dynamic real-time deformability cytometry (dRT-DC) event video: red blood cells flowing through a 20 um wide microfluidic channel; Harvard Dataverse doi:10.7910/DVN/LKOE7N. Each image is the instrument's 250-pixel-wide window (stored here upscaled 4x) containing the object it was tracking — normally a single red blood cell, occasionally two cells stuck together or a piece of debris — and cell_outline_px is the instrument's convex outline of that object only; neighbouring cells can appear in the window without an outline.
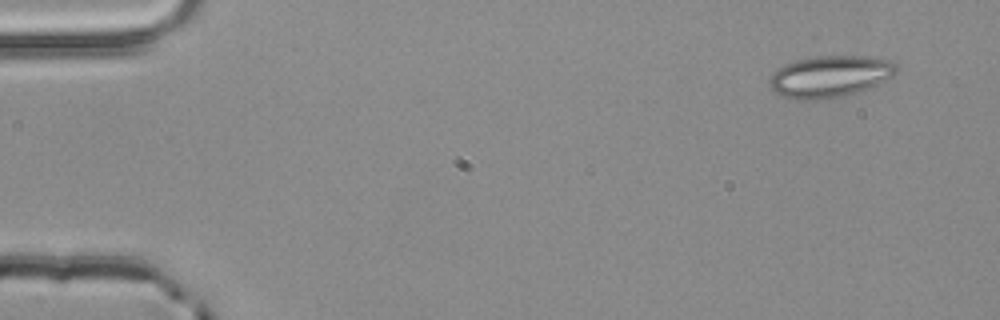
{"species": "common noctule bat (a hibernating species)", "species_latin": "Nyctalus noctula", "temperature_condition": "room temperature", "stored_images_in_passage": 3, "camera_frame_rate_fps": 3000, "um_per_image_px": 0.085, "animal": {"sex": "male", "body_mass_g": 20.4}, "frame": {"image": 1, "passage_image": 1, "time_ms": 0.0, "image_size_px": [1000, 320], "cell_outline_px": [[900, 68], [892, 76], [868, 88], [856, 92], [840, 96], [816, 100], [792, 100], [780, 96], [772, 92], [768, 84], [768, 80], [772, 72], [784, 64], [796, 60], [816, 56], [872, 56], [892, 60]], "centroid_in_image_um": [70.49, 6.49], "position_along_channel_um": 14.5, "area_um2": 31.27}}
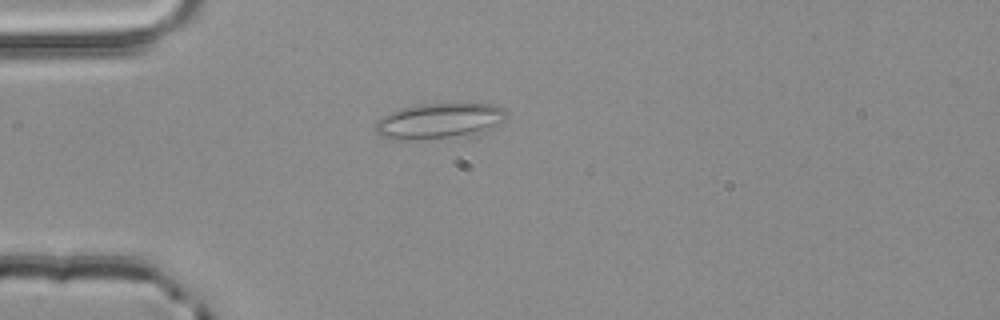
{"frame": {"image": 2, "passage_image": 3, "time_ms": 0.667, "image_size_px": [1000, 320], "cell_outline_px": [[504, 116], [484, 132], [468, 136], [416, 140], [392, 140], [380, 136], [372, 128], [376, 120], [392, 112], [404, 108], [420, 104], [492, 104], [504, 108]], "centroid_in_image_um": [37.23, 10.31], "position_along_channel_um": 47.8, "area_um2": 27.05}}